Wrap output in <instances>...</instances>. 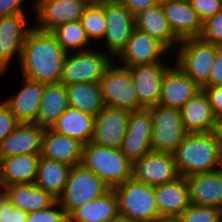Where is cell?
<instances>
[{
  "instance_id": "obj_1",
  "label": "cell",
  "mask_w": 222,
  "mask_h": 222,
  "mask_svg": "<svg viewBox=\"0 0 222 222\" xmlns=\"http://www.w3.org/2000/svg\"><path fill=\"white\" fill-rule=\"evenodd\" d=\"M66 55L51 32L33 27L23 43L20 73L45 84L59 83Z\"/></svg>"
},
{
  "instance_id": "obj_2",
  "label": "cell",
  "mask_w": 222,
  "mask_h": 222,
  "mask_svg": "<svg viewBox=\"0 0 222 222\" xmlns=\"http://www.w3.org/2000/svg\"><path fill=\"white\" fill-rule=\"evenodd\" d=\"M173 157L182 177L218 170L221 157L216 135L214 132L188 133Z\"/></svg>"
},
{
  "instance_id": "obj_3",
  "label": "cell",
  "mask_w": 222,
  "mask_h": 222,
  "mask_svg": "<svg viewBox=\"0 0 222 222\" xmlns=\"http://www.w3.org/2000/svg\"><path fill=\"white\" fill-rule=\"evenodd\" d=\"M81 165L95 173L108 187L132 178V163L120 149L88 142L83 145Z\"/></svg>"
},
{
  "instance_id": "obj_4",
  "label": "cell",
  "mask_w": 222,
  "mask_h": 222,
  "mask_svg": "<svg viewBox=\"0 0 222 222\" xmlns=\"http://www.w3.org/2000/svg\"><path fill=\"white\" fill-rule=\"evenodd\" d=\"M113 190L118 199L119 216L131 222H154L160 219L154 186L131 178Z\"/></svg>"
},
{
  "instance_id": "obj_5",
  "label": "cell",
  "mask_w": 222,
  "mask_h": 222,
  "mask_svg": "<svg viewBox=\"0 0 222 222\" xmlns=\"http://www.w3.org/2000/svg\"><path fill=\"white\" fill-rule=\"evenodd\" d=\"M110 189L95 173L80 164L70 168L57 202L68 217L76 208L103 196Z\"/></svg>"
},
{
  "instance_id": "obj_6",
  "label": "cell",
  "mask_w": 222,
  "mask_h": 222,
  "mask_svg": "<svg viewBox=\"0 0 222 222\" xmlns=\"http://www.w3.org/2000/svg\"><path fill=\"white\" fill-rule=\"evenodd\" d=\"M176 48L174 64L202 88L209 80L212 62L220 47L200 38H188L181 40Z\"/></svg>"
},
{
  "instance_id": "obj_7",
  "label": "cell",
  "mask_w": 222,
  "mask_h": 222,
  "mask_svg": "<svg viewBox=\"0 0 222 222\" xmlns=\"http://www.w3.org/2000/svg\"><path fill=\"white\" fill-rule=\"evenodd\" d=\"M113 61L106 51L98 49L67 53L59 83L65 86L75 83H99Z\"/></svg>"
},
{
  "instance_id": "obj_8",
  "label": "cell",
  "mask_w": 222,
  "mask_h": 222,
  "mask_svg": "<svg viewBox=\"0 0 222 222\" xmlns=\"http://www.w3.org/2000/svg\"><path fill=\"white\" fill-rule=\"evenodd\" d=\"M147 109L153 123L151 151L173 155L177 146L188 134L184 128L180 110L163 105H155Z\"/></svg>"
},
{
  "instance_id": "obj_9",
  "label": "cell",
  "mask_w": 222,
  "mask_h": 222,
  "mask_svg": "<svg viewBox=\"0 0 222 222\" xmlns=\"http://www.w3.org/2000/svg\"><path fill=\"white\" fill-rule=\"evenodd\" d=\"M116 65L113 61L98 83L104 106L129 112L139 110L137 92L129 69Z\"/></svg>"
},
{
  "instance_id": "obj_10",
  "label": "cell",
  "mask_w": 222,
  "mask_h": 222,
  "mask_svg": "<svg viewBox=\"0 0 222 222\" xmlns=\"http://www.w3.org/2000/svg\"><path fill=\"white\" fill-rule=\"evenodd\" d=\"M105 18L106 31L102 40L106 53L115 59L124 50L135 28L134 16L118 0H105Z\"/></svg>"
},
{
  "instance_id": "obj_11",
  "label": "cell",
  "mask_w": 222,
  "mask_h": 222,
  "mask_svg": "<svg viewBox=\"0 0 222 222\" xmlns=\"http://www.w3.org/2000/svg\"><path fill=\"white\" fill-rule=\"evenodd\" d=\"M32 9L37 21L34 28L51 32L57 26L78 21L86 6L82 0H34Z\"/></svg>"
},
{
  "instance_id": "obj_12",
  "label": "cell",
  "mask_w": 222,
  "mask_h": 222,
  "mask_svg": "<svg viewBox=\"0 0 222 222\" xmlns=\"http://www.w3.org/2000/svg\"><path fill=\"white\" fill-rule=\"evenodd\" d=\"M26 18V13L0 17V75L8 70L16 55L20 60L24 40L33 28Z\"/></svg>"
},
{
  "instance_id": "obj_13",
  "label": "cell",
  "mask_w": 222,
  "mask_h": 222,
  "mask_svg": "<svg viewBox=\"0 0 222 222\" xmlns=\"http://www.w3.org/2000/svg\"><path fill=\"white\" fill-rule=\"evenodd\" d=\"M178 177L172 154L150 151L132 165V178L150 186L169 183Z\"/></svg>"
},
{
  "instance_id": "obj_14",
  "label": "cell",
  "mask_w": 222,
  "mask_h": 222,
  "mask_svg": "<svg viewBox=\"0 0 222 222\" xmlns=\"http://www.w3.org/2000/svg\"><path fill=\"white\" fill-rule=\"evenodd\" d=\"M164 62L127 67L131 73L139 101V110L158 105L165 72Z\"/></svg>"
},
{
  "instance_id": "obj_15",
  "label": "cell",
  "mask_w": 222,
  "mask_h": 222,
  "mask_svg": "<svg viewBox=\"0 0 222 222\" xmlns=\"http://www.w3.org/2000/svg\"><path fill=\"white\" fill-rule=\"evenodd\" d=\"M130 112L104 106L94 117L93 144L120 149L125 137Z\"/></svg>"
},
{
  "instance_id": "obj_16",
  "label": "cell",
  "mask_w": 222,
  "mask_h": 222,
  "mask_svg": "<svg viewBox=\"0 0 222 222\" xmlns=\"http://www.w3.org/2000/svg\"><path fill=\"white\" fill-rule=\"evenodd\" d=\"M169 50L157 39L134 28L124 50L116 58L124 67L164 62ZM163 57V58H162Z\"/></svg>"
},
{
  "instance_id": "obj_17",
  "label": "cell",
  "mask_w": 222,
  "mask_h": 222,
  "mask_svg": "<svg viewBox=\"0 0 222 222\" xmlns=\"http://www.w3.org/2000/svg\"><path fill=\"white\" fill-rule=\"evenodd\" d=\"M160 5L170 28L180 41L199 38L202 31V21L190 2L165 0L160 2Z\"/></svg>"
},
{
  "instance_id": "obj_18",
  "label": "cell",
  "mask_w": 222,
  "mask_h": 222,
  "mask_svg": "<svg viewBox=\"0 0 222 222\" xmlns=\"http://www.w3.org/2000/svg\"><path fill=\"white\" fill-rule=\"evenodd\" d=\"M45 128L20 123L0 142V160L14 155L41 154Z\"/></svg>"
},
{
  "instance_id": "obj_19",
  "label": "cell",
  "mask_w": 222,
  "mask_h": 222,
  "mask_svg": "<svg viewBox=\"0 0 222 222\" xmlns=\"http://www.w3.org/2000/svg\"><path fill=\"white\" fill-rule=\"evenodd\" d=\"M44 88L45 83L23 77L18 93L2 102L20 123H35Z\"/></svg>"
},
{
  "instance_id": "obj_20",
  "label": "cell",
  "mask_w": 222,
  "mask_h": 222,
  "mask_svg": "<svg viewBox=\"0 0 222 222\" xmlns=\"http://www.w3.org/2000/svg\"><path fill=\"white\" fill-rule=\"evenodd\" d=\"M202 89L176 65L171 66L164 74L158 105L181 109Z\"/></svg>"
},
{
  "instance_id": "obj_21",
  "label": "cell",
  "mask_w": 222,
  "mask_h": 222,
  "mask_svg": "<svg viewBox=\"0 0 222 222\" xmlns=\"http://www.w3.org/2000/svg\"><path fill=\"white\" fill-rule=\"evenodd\" d=\"M190 204L222 210V174L219 170L185 177Z\"/></svg>"
},
{
  "instance_id": "obj_22",
  "label": "cell",
  "mask_w": 222,
  "mask_h": 222,
  "mask_svg": "<svg viewBox=\"0 0 222 222\" xmlns=\"http://www.w3.org/2000/svg\"><path fill=\"white\" fill-rule=\"evenodd\" d=\"M160 218H177L190 205L189 188L185 177L154 186Z\"/></svg>"
},
{
  "instance_id": "obj_23",
  "label": "cell",
  "mask_w": 222,
  "mask_h": 222,
  "mask_svg": "<svg viewBox=\"0 0 222 222\" xmlns=\"http://www.w3.org/2000/svg\"><path fill=\"white\" fill-rule=\"evenodd\" d=\"M83 144L66 135H62L45 128L42 138L41 157L53 159L69 165H80L82 160Z\"/></svg>"
},
{
  "instance_id": "obj_24",
  "label": "cell",
  "mask_w": 222,
  "mask_h": 222,
  "mask_svg": "<svg viewBox=\"0 0 222 222\" xmlns=\"http://www.w3.org/2000/svg\"><path fill=\"white\" fill-rule=\"evenodd\" d=\"M134 23L135 28L157 39L170 52L176 49L175 46L180 43V40L175 36L168 24L160 2L136 14L134 16Z\"/></svg>"
},
{
  "instance_id": "obj_25",
  "label": "cell",
  "mask_w": 222,
  "mask_h": 222,
  "mask_svg": "<svg viewBox=\"0 0 222 222\" xmlns=\"http://www.w3.org/2000/svg\"><path fill=\"white\" fill-rule=\"evenodd\" d=\"M180 114L187 133H210L214 131L217 119L203 90L182 106Z\"/></svg>"
},
{
  "instance_id": "obj_26",
  "label": "cell",
  "mask_w": 222,
  "mask_h": 222,
  "mask_svg": "<svg viewBox=\"0 0 222 222\" xmlns=\"http://www.w3.org/2000/svg\"><path fill=\"white\" fill-rule=\"evenodd\" d=\"M40 154L14 155L0 160V185L34 183Z\"/></svg>"
},
{
  "instance_id": "obj_27",
  "label": "cell",
  "mask_w": 222,
  "mask_h": 222,
  "mask_svg": "<svg viewBox=\"0 0 222 222\" xmlns=\"http://www.w3.org/2000/svg\"><path fill=\"white\" fill-rule=\"evenodd\" d=\"M3 188L5 197L10 203L26 213L47 209L57 201L50 193L34 183L15 184Z\"/></svg>"
},
{
  "instance_id": "obj_28",
  "label": "cell",
  "mask_w": 222,
  "mask_h": 222,
  "mask_svg": "<svg viewBox=\"0 0 222 222\" xmlns=\"http://www.w3.org/2000/svg\"><path fill=\"white\" fill-rule=\"evenodd\" d=\"M118 216V199L110 189L103 196L76 208L68 216V222H110Z\"/></svg>"
},
{
  "instance_id": "obj_29",
  "label": "cell",
  "mask_w": 222,
  "mask_h": 222,
  "mask_svg": "<svg viewBox=\"0 0 222 222\" xmlns=\"http://www.w3.org/2000/svg\"><path fill=\"white\" fill-rule=\"evenodd\" d=\"M67 90L61 83L45 84L35 124L51 128L68 108Z\"/></svg>"
},
{
  "instance_id": "obj_30",
  "label": "cell",
  "mask_w": 222,
  "mask_h": 222,
  "mask_svg": "<svg viewBox=\"0 0 222 222\" xmlns=\"http://www.w3.org/2000/svg\"><path fill=\"white\" fill-rule=\"evenodd\" d=\"M94 117L78 109L68 107L51 127L59 134L73 138L83 145L93 136Z\"/></svg>"
},
{
  "instance_id": "obj_31",
  "label": "cell",
  "mask_w": 222,
  "mask_h": 222,
  "mask_svg": "<svg viewBox=\"0 0 222 222\" xmlns=\"http://www.w3.org/2000/svg\"><path fill=\"white\" fill-rule=\"evenodd\" d=\"M70 168L67 164L40 156L34 184L58 199L67 182Z\"/></svg>"
},
{
  "instance_id": "obj_32",
  "label": "cell",
  "mask_w": 222,
  "mask_h": 222,
  "mask_svg": "<svg viewBox=\"0 0 222 222\" xmlns=\"http://www.w3.org/2000/svg\"><path fill=\"white\" fill-rule=\"evenodd\" d=\"M65 87L69 107L93 117L104 108L98 83H75Z\"/></svg>"
},
{
  "instance_id": "obj_33",
  "label": "cell",
  "mask_w": 222,
  "mask_h": 222,
  "mask_svg": "<svg viewBox=\"0 0 222 222\" xmlns=\"http://www.w3.org/2000/svg\"><path fill=\"white\" fill-rule=\"evenodd\" d=\"M51 33L66 53L87 51L92 47L79 20L59 25Z\"/></svg>"
},
{
  "instance_id": "obj_34",
  "label": "cell",
  "mask_w": 222,
  "mask_h": 222,
  "mask_svg": "<svg viewBox=\"0 0 222 222\" xmlns=\"http://www.w3.org/2000/svg\"><path fill=\"white\" fill-rule=\"evenodd\" d=\"M79 22L90 42L102 41L106 31L105 0L88 4Z\"/></svg>"
},
{
  "instance_id": "obj_35",
  "label": "cell",
  "mask_w": 222,
  "mask_h": 222,
  "mask_svg": "<svg viewBox=\"0 0 222 222\" xmlns=\"http://www.w3.org/2000/svg\"><path fill=\"white\" fill-rule=\"evenodd\" d=\"M151 136L125 135L120 150L133 164L151 151Z\"/></svg>"
},
{
  "instance_id": "obj_36",
  "label": "cell",
  "mask_w": 222,
  "mask_h": 222,
  "mask_svg": "<svg viewBox=\"0 0 222 222\" xmlns=\"http://www.w3.org/2000/svg\"><path fill=\"white\" fill-rule=\"evenodd\" d=\"M222 210L213 207L190 204L177 219L179 222H220Z\"/></svg>"
},
{
  "instance_id": "obj_37",
  "label": "cell",
  "mask_w": 222,
  "mask_h": 222,
  "mask_svg": "<svg viewBox=\"0 0 222 222\" xmlns=\"http://www.w3.org/2000/svg\"><path fill=\"white\" fill-rule=\"evenodd\" d=\"M153 123L148 109L130 112L125 135L152 136Z\"/></svg>"
},
{
  "instance_id": "obj_38",
  "label": "cell",
  "mask_w": 222,
  "mask_h": 222,
  "mask_svg": "<svg viewBox=\"0 0 222 222\" xmlns=\"http://www.w3.org/2000/svg\"><path fill=\"white\" fill-rule=\"evenodd\" d=\"M199 38L222 47V10L202 22V31Z\"/></svg>"
},
{
  "instance_id": "obj_39",
  "label": "cell",
  "mask_w": 222,
  "mask_h": 222,
  "mask_svg": "<svg viewBox=\"0 0 222 222\" xmlns=\"http://www.w3.org/2000/svg\"><path fill=\"white\" fill-rule=\"evenodd\" d=\"M27 222H68V217L56 201L47 209L28 213Z\"/></svg>"
},
{
  "instance_id": "obj_40",
  "label": "cell",
  "mask_w": 222,
  "mask_h": 222,
  "mask_svg": "<svg viewBox=\"0 0 222 222\" xmlns=\"http://www.w3.org/2000/svg\"><path fill=\"white\" fill-rule=\"evenodd\" d=\"M190 4L202 22L222 10V0H191Z\"/></svg>"
},
{
  "instance_id": "obj_41",
  "label": "cell",
  "mask_w": 222,
  "mask_h": 222,
  "mask_svg": "<svg viewBox=\"0 0 222 222\" xmlns=\"http://www.w3.org/2000/svg\"><path fill=\"white\" fill-rule=\"evenodd\" d=\"M28 213L15 208L10 201L4 197L0 202V222H27Z\"/></svg>"
},
{
  "instance_id": "obj_42",
  "label": "cell",
  "mask_w": 222,
  "mask_h": 222,
  "mask_svg": "<svg viewBox=\"0 0 222 222\" xmlns=\"http://www.w3.org/2000/svg\"><path fill=\"white\" fill-rule=\"evenodd\" d=\"M20 122L3 102L0 103V142L10 134Z\"/></svg>"
},
{
  "instance_id": "obj_43",
  "label": "cell",
  "mask_w": 222,
  "mask_h": 222,
  "mask_svg": "<svg viewBox=\"0 0 222 222\" xmlns=\"http://www.w3.org/2000/svg\"><path fill=\"white\" fill-rule=\"evenodd\" d=\"M222 86V47L215 54L210 70L209 80L203 87Z\"/></svg>"
},
{
  "instance_id": "obj_44",
  "label": "cell",
  "mask_w": 222,
  "mask_h": 222,
  "mask_svg": "<svg viewBox=\"0 0 222 222\" xmlns=\"http://www.w3.org/2000/svg\"><path fill=\"white\" fill-rule=\"evenodd\" d=\"M216 119L222 117V86L202 87Z\"/></svg>"
},
{
  "instance_id": "obj_45",
  "label": "cell",
  "mask_w": 222,
  "mask_h": 222,
  "mask_svg": "<svg viewBox=\"0 0 222 222\" xmlns=\"http://www.w3.org/2000/svg\"><path fill=\"white\" fill-rule=\"evenodd\" d=\"M25 3L26 0H0V17L25 13Z\"/></svg>"
},
{
  "instance_id": "obj_46",
  "label": "cell",
  "mask_w": 222,
  "mask_h": 222,
  "mask_svg": "<svg viewBox=\"0 0 222 222\" xmlns=\"http://www.w3.org/2000/svg\"><path fill=\"white\" fill-rule=\"evenodd\" d=\"M127 10L135 16L144 9L157 5L159 0H118Z\"/></svg>"
},
{
  "instance_id": "obj_47",
  "label": "cell",
  "mask_w": 222,
  "mask_h": 222,
  "mask_svg": "<svg viewBox=\"0 0 222 222\" xmlns=\"http://www.w3.org/2000/svg\"><path fill=\"white\" fill-rule=\"evenodd\" d=\"M213 132L216 135L220 157L222 158V117L217 119Z\"/></svg>"
},
{
  "instance_id": "obj_48",
  "label": "cell",
  "mask_w": 222,
  "mask_h": 222,
  "mask_svg": "<svg viewBox=\"0 0 222 222\" xmlns=\"http://www.w3.org/2000/svg\"><path fill=\"white\" fill-rule=\"evenodd\" d=\"M154 222H179L177 218H160Z\"/></svg>"
},
{
  "instance_id": "obj_49",
  "label": "cell",
  "mask_w": 222,
  "mask_h": 222,
  "mask_svg": "<svg viewBox=\"0 0 222 222\" xmlns=\"http://www.w3.org/2000/svg\"><path fill=\"white\" fill-rule=\"evenodd\" d=\"M110 222H131L130 220L126 219V218H123L121 216H118L117 218L113 219L112 221Z\"/></svg>"
},
{
  "instance_id": "obj_50",
  "label": "cell",
  "mask_w": 222,
  "mask_h": 222,
  "mask_svg": "<svg viewBox=\"0 0 222 222\" xmlns=\"http://www.w3.org/2000/svg\"><path fill=\"white\" fill-rule=\"evenodd\" d=\"M5 197L4 188L0 185V202Z\"/></svg>"
},
{
  "instance_id": "obj_51",
  "label": "cell",
  "mask_w": 222,
  "mask_h": 222,
  "mask_svg": "<svg viewBox=\"0 0 222 222\" xmlns=\"http://www.w3.org/2000/svg\"><path fill=\"white\" fill-rule=\"evenodd\" d=\"M82 1L86 2L87 4H95L100 2L101 0H82Z\"/></svg>"
},
{
  "instance_id": "obj_52",
  "label": "cell",
  "mask_w": 222,
  "mask_h": 222,
  "mask_svg": "<svg viewBox=\"0 0 222 222\" xmlns=\"http://www.w3.org/2000/svg\"><path fill=\"white\" fill-rule=\"evenodd\" d=\"M218 170H219L220 173L222 174V158H221V160H220V164H219Z\"/></svg>"
}]
</instances>
